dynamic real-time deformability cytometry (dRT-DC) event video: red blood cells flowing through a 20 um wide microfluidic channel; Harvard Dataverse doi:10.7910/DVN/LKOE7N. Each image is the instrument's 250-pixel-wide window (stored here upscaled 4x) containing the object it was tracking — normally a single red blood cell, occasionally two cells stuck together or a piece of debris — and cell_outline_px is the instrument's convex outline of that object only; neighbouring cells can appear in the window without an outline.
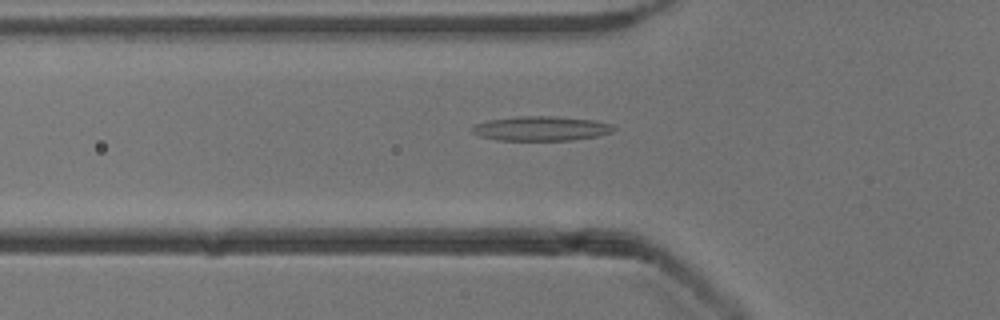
{"species": "common noctule bat (a hibernating species)", "species_latin": "Nyctalus noctula", "temperature_condition": "cold", "stored_images_in_passage": 48, "camera_frame_rate_fps": 3000, "um_per_image_px": 0.085, "animal": {"sex": "male", "body_mass_g": 13.3}, "frame": {"image": 1, "passage_image": 14, "time_ms": 4.333, "image_size_px": [1000, 320], "cell_outline_px": [[616, 128], [612, 132], [596, 136], [572, 140], [496, 140], [480, 136], [472, 132], [468, 128], [476, 124], [488, 120], [516, 116], [556, 116], [596, 120], [612, 124]], "centroid_in_image_um": [45.98, 10.91], "position_along_channel_um": 79.8, "area_um2": 20.4}}
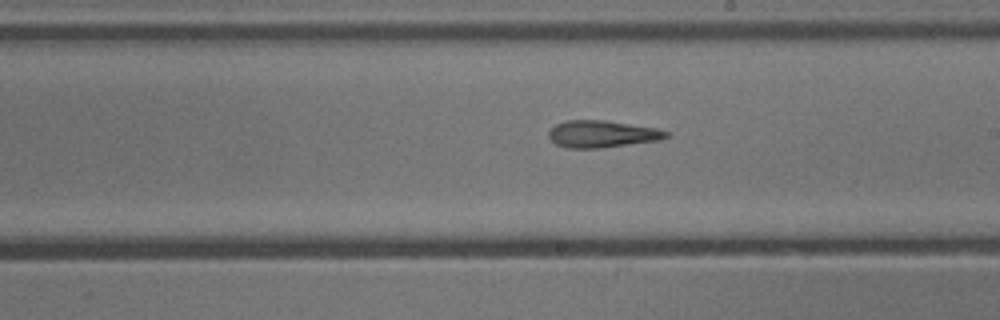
{"frame": {"image": 2, "passage_image": 26, "time_ms": 8.333, "image_size_px": [1000, 320], "cell_outline_px": [[672, 136], [660, 140], [600, 148], [568, 148], [556, 144], [548, 136], [548, 132], [556, 124], [568, 120], [604, 120], [660, 128], [668, 132]], "centroid_in_image_um": [51.23, 11.39], "position_along_channel_um": 237.8, "area_um2": 18.61}}
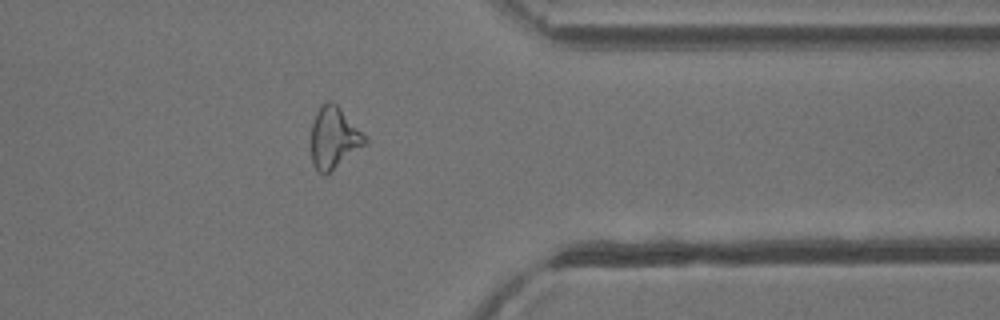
{"frame": {"image": 3, "passage_image": 38, "time_ms": 12.333, "image_size_px": [1000, 320], "cell_outline_px": [[368, 144], [324, 176], [312, 164], [312, 124], [316, 112], [320, 104], [328, 100], [332, 100], [340, 108], [368, 140]], "centroid_in_image_um": [28.38, 11.71], "position_along_channel_um": 383.0, "area_um2": 19.19}, "authors_computed_cell_mechanics": {"area_um2": 19.2474, "velocity_mm_per_s": 3.9109, "shape_relaxation_time_tau1_ms": null, "shape_relaxation_time_tau2_ms": 2.819, "deformation_change_tau1": null, "deformation_change_tau2": 0.1591}}